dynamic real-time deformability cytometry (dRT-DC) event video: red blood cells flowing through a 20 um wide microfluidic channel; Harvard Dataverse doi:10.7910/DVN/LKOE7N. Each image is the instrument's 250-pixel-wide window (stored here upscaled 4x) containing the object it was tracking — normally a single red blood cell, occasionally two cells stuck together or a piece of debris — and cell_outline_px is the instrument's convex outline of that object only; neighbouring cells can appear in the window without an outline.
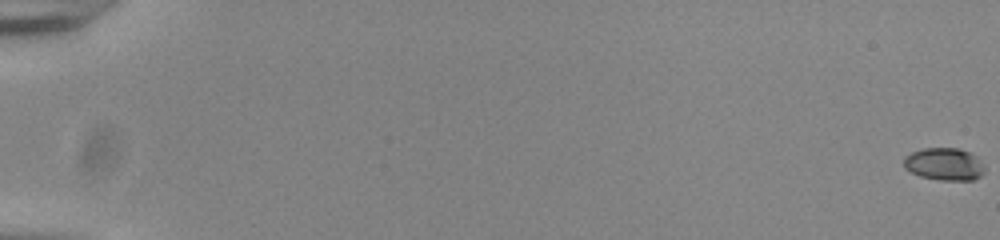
{"species": "common noctule bat (a hibernating species)", "species_latin": "Nyctalus noctula", "temperature_condition": "room temperature", "stored_images_in_passage": 57, "camera_frame_rate_fps": 3000, "um_per_image_px": 0.085, "animal": {"sex": "male", "body_mass_g": 20.0, "forearm_length_mm": 53.3}, "frame": {"image": 1, "passage_image": 1, "time_ms": 0.0, "image_size_px": [1000, 240], "cell_outline_px": [[984, 172], [980, 176], [972, 180], [940, 180], [920, 176], [904, 168], [904, 156], [912, 152], [924, 148], [960, 148], [972, 152], [984, 164]], "centroid_in_image_um": [80.28, 13.94], "position_along_channel_um": 4.7, "area_um2": 15.43}}
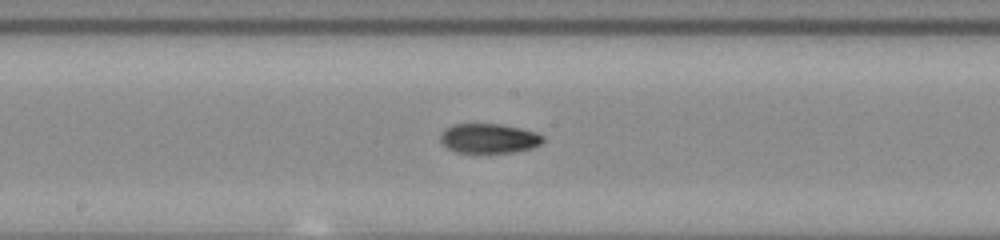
{"frame": {"image": 2, "passage_image": 33, "time_ms": 10.667, "image_size_px": [1000, 240], "cell_outline_px": [[544, 140], [540, 144], [532, 148], [516, 152], [456, 152], [448, 148], [440, 140], [440, 132], [444, 128], [452, 124], [500, 124], [520, 128], [536, 132], [544, 136]], "centroid_in_image_um": [41.55, 11.75], "position_along_channel_um": 206.6, "area_um2": 17.74}}
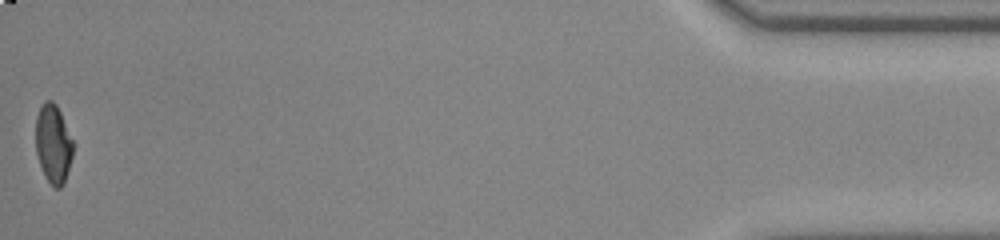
{"frame": {"image": 3, "passage_image": 57, "time_ms": 18.667, "image_size_px": [1000, 240], "cell_outline_px": [[76, 144], [64, 184], [60, 188], [56, 188], [44, 176], [36, 152], [36, 116], [44, 100], [52, 100], [56, 104]], "centroid_in_image_um": [4.56, 12.21], "position_along_channel_um": 430.6, "area_um2": 17.4}, "authors_computed_cell_mechanics": {"area_um2": 17.2822, "velocity_mm_per_s": 3.8464, "shape_relaxation_time_tau1_ms": 5.8706, "shape_relaxation_time_tau2_ms": 2.715, "deformation_change_tau1": 0.1934, "deformation_change_tau2": 0.0806}}